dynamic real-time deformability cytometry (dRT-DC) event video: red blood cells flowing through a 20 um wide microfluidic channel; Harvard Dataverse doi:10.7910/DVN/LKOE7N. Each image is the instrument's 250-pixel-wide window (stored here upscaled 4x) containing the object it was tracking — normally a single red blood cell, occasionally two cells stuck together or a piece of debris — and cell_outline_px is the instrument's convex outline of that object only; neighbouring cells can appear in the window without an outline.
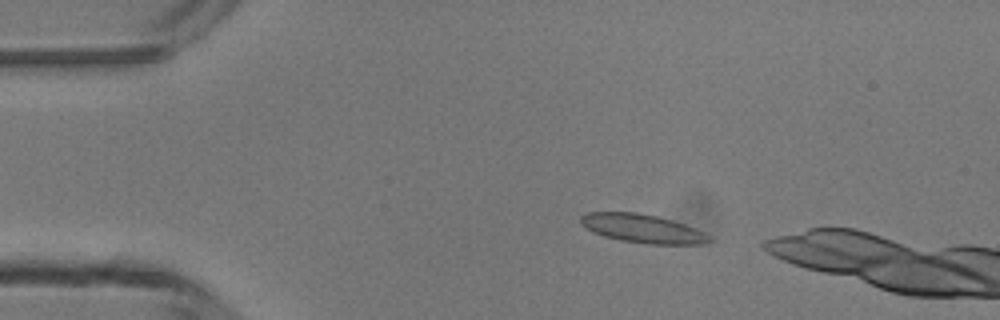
{"species": "common noctule bat (a hibernating species)", "species_latin": "Nyctalus noctula", "temperature_condition": "room temperature", "stored_images_in_passage": 2, "camera_frame_rate_fps": 3000, "um_per_image_px": 0.085, "animal": {"sex": "male", "body_mass_g": 13.3}, "frame": {"image": 1, "passage_image": 1, "time_ms": 0.0, "image_size_px": [1000, 320], "cell_outline_px": [[712, 240], [704, 244], [648, 244], [620, 240], [604, 236], [592, 232], [580, 224], [580, 216], [588, 212], [636, 212], [656, 216], [684, 224], [712, 236]], "centroid_in_image_um": [54.59, 19.43], "position_along_channel_um": 30.4, "area_um2": 21.39}}